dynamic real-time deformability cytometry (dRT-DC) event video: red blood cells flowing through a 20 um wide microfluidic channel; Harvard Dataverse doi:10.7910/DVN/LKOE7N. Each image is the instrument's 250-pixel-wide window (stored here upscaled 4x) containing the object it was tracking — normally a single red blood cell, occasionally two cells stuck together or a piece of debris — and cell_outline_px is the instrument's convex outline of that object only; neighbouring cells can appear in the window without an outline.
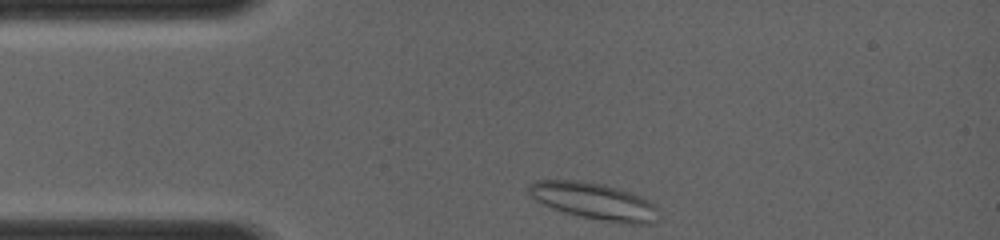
{"species": "common noctule bat (a hibernating species)", "species_latin": "Nyctalus noctula", "temperature_condition": "room temperature", "stored_images_in_passage": 2, "camera_frame_rate_fps": 4000, "um_per_image_px": 0.085, "animal": {"sex": "female", "body_mass_g": 19.0, "forearm_length_mm": 56.7}, "frame": {"image": 1, "passage_image": 1, "time_ms": 0.0, "image_size_px": [1000, 240], "cell_outline_px": [[656, 220], [652, 224], [628, 224], [580, 216], [564, 212], [552, 208], [536, 200], [528, 192], [528, 184], [532, 180], [576, 180], [604, 184], [620, 188], [632, 192], [656, 204]], "centroid_in_image_um": [50.5, 17.08], "position_along_channel_um": 34.5, "area_um2": 27.8}}